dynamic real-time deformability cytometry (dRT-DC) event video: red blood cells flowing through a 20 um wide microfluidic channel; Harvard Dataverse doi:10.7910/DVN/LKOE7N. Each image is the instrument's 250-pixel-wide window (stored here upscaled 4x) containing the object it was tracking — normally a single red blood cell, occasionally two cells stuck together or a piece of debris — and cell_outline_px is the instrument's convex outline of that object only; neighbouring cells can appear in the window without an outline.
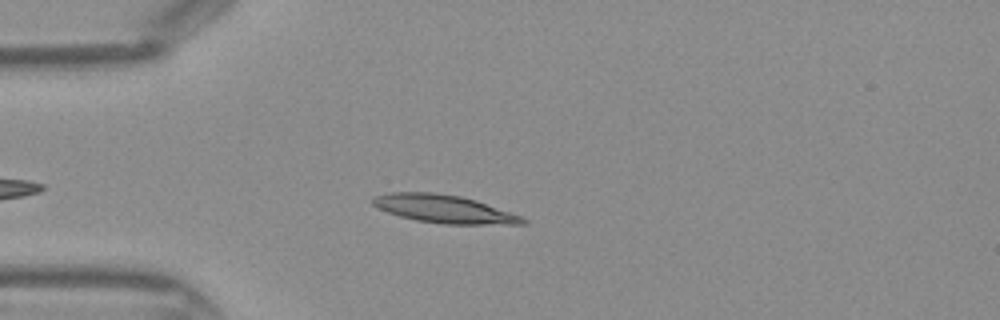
{"species": "Egyptian fruit bat (a non-hibernating species)", "species_latin": "Rousettus aegyptiacus", "temperature_condition": "warm", "stored_images_in_passage": 39, "camera_frame_rate_fps": 3000, "um_per_image_px": 0.085, "frame": {"image": 1, "passage_image": 7, "time_ms": 2.0, "image_size_px": [1000, 320], "cell_outline_px": [[528, 224], [444, 224], [416, 220], [400, 216], [376, 208], [372, 204], [372, 196], [388, 192], [432, 192], [460, 196], [476, 200], [520, 216], [528, 220]], "centroid_in_image_um": [37.69, 17.75], "position_along_channel_um": 47.3, "area_um2": 24.45}}
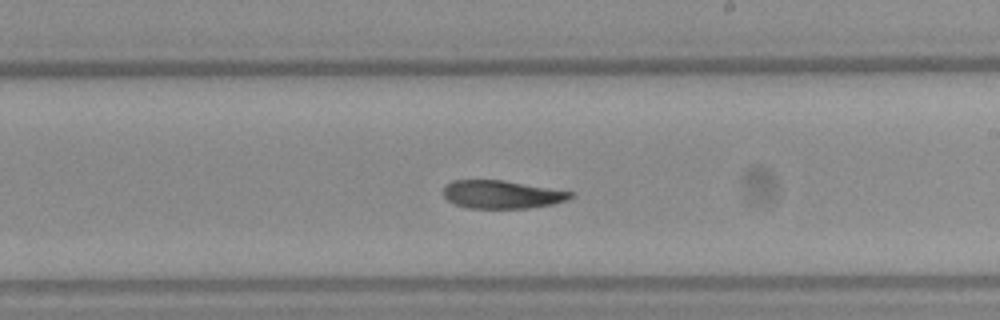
{"frame": {"image": 2, "passage_image": 21, "time_ms": 6.667, "image_size_px": [1000, 320], "cell_outline_px": [[576, 196], [568, 200], [552, 204], [528, 208], [468, 208], [456, 204], [448, 200], [444, 196], [444, 184], [452, 180], [504, 180], [572, 192]], "centroid_in_image_um": [42.65, 16.52], "position_along_channel_um": 246.3, "area_um2": 20.81}}
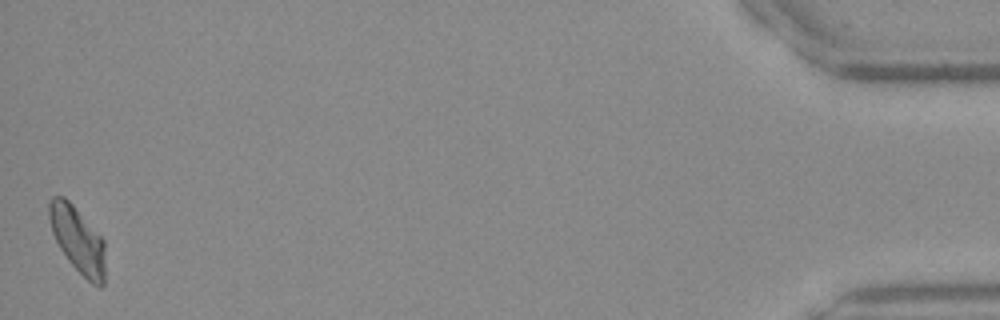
{"frame": {"image": 3, "passage_image": 39, "time_ms": 12.667, "image_size_px": [1000, 320], "cell_outline_px": [[104, 284], [100, 288], [92, 284], [68, 260], [60, 248], [52, 232], [48, 216], [48, 200], [52, 196], [64, 196], [72, 204], [104, 240]], "centroid_in_image_um": [6.58, 20.36], "position_along_channel_um": 428.6, "area_um2": 21.39}}